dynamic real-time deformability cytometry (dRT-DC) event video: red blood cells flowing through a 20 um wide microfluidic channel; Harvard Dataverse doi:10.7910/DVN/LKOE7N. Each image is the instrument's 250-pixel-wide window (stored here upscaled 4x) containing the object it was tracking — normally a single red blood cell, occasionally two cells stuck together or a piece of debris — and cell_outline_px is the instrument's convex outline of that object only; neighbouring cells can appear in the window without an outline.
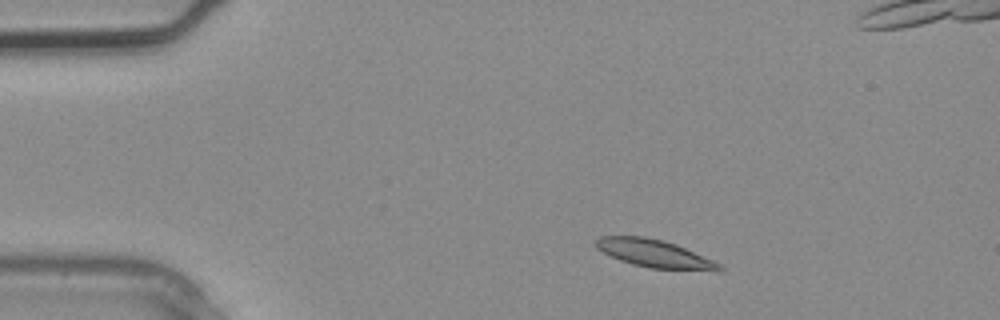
{"species": "common noctule bat (a hibernating species)", "species_latin": "Nyctalus noctula", "temperature_condition": "warm", "stored_images_in_passage": 2, "camera_frame_rate_fps": 3000, "um_per_image_px": 0.085, "animal": {"sex": "male", "body_mass_g": 20.4}, "frame": {"image": 1, "passage_image": 1, "time_ms": 0.0, "image_size_px": [1000, 320], "cell_outline_px": [[724, 272], [652, 268], [632, 264], [620, 260], [596, 248], [596, 240], [600, 236], [644, 236], [676, 244], [712, 260], [720, 264], [724, 268]], "centroid_in_image_um": [55.68, 21.57], "position_along_channel_um": 29.3, "area_um2": 19.88}}